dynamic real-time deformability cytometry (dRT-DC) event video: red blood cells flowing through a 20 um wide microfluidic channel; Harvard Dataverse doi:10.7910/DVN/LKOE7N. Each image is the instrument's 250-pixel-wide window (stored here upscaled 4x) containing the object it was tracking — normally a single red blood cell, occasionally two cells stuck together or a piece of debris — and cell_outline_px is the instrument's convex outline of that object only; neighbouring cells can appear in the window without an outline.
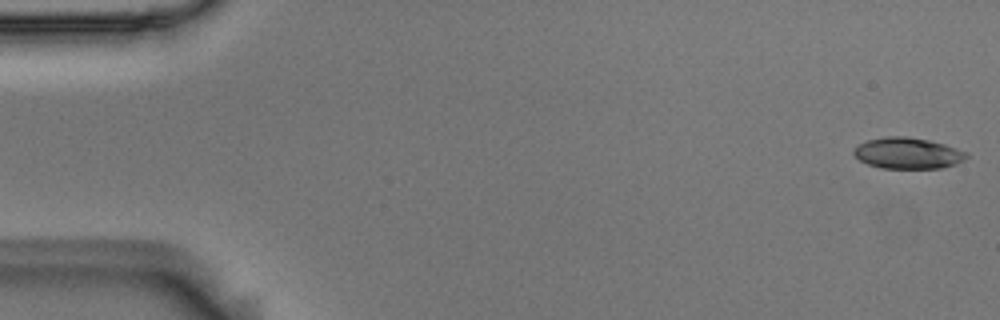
{"species": "Egyptian fruit bat (a non-hibernating species)", "species_latin": "Rousettus aegyptiacus", "temperature_condition": "room temperature", "stored_images_in_passage": 55, "camera_frame_rate_fps": 3000, "um_per_image_px": 0.085, "animal": {"sex": "male"}, "frame": {"image": 1, "passage_image": 1, "time_ms": 0.0, "image_size_px": [1000, 320], "cell_outline_px": [[968, 156], [964, 160], [956, 164], [940, 168], [880, 168], [868, 164], [860, 160], [852, 152], [860, 144], [868, 140], [884, 136], [908, 136], [928, 140], [944, 144], [968, 152]], "centroid_in_image_um": [77.18, 13.02], "position_along_channel_um": 7.8, "area_um2": 20.4}}
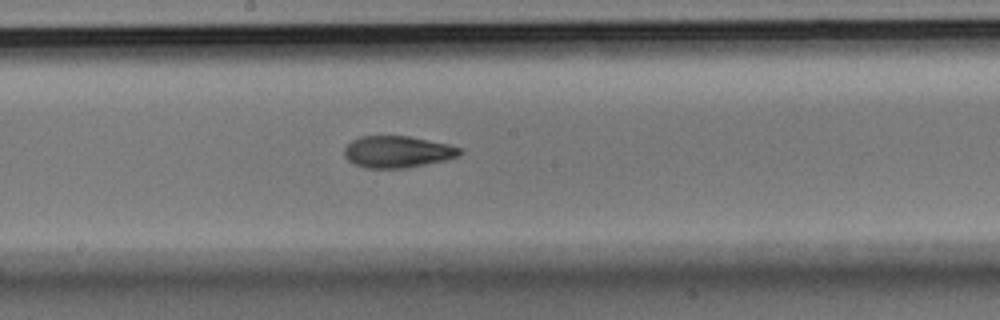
{"frame": {"image": 2, "passage_image": 29, "time_ms": 9.333, "image_size_px": [1000, 320], "cell_outline_px": [[464, 152], [448, 160], [408, 168], [364, 168], [352, 164], [344, 156], [344, 148], [352, 140], [360, 136], [408, 136], [448, 144], [460, 148]], "centroid_in_image_um": [33.77, 12.91], "position_along_channel_um": 214.4, "area_um2": 21.56}}
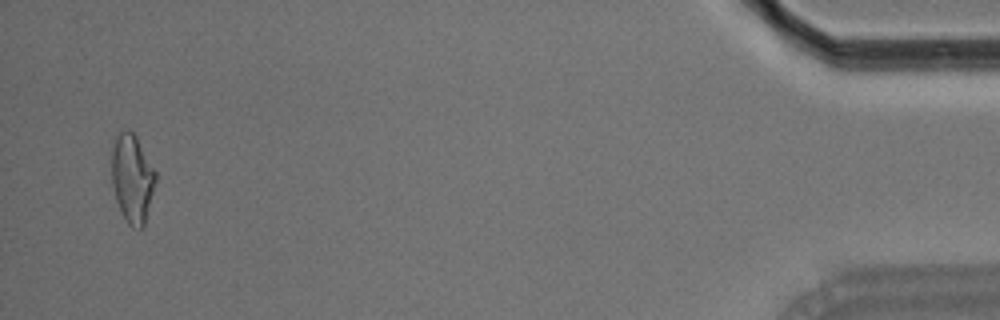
{"frame": {"image": 3, "passage_image": 53, "time_ms": 17.333, "image_size_px": [1000, 320], "cell_outline_px": [[156, 180], [144, 228], [132, 228], [128, 224], [120, 212], [116, 200], [112, 184], [112, 148], [116, 136], [124, 128], [128, 128], [136, 136], [156, 172]], "centroid_in_image_um": [11.23, 15.18], "position_along_channel_um": 424.0, "area_um2": 22.77}, "authors_computed_cell_mechanics": {"area_um2": 21.386, "velocity_mm_per_s": 3.6658, "shape_relaxation_time_tau1_ms": 8.7185, "shape_relaxation_time_tau2_ms": 3.1003, "deformation_change_tau1": 0.2047, "deformation_change_tau2": 0.1044}}